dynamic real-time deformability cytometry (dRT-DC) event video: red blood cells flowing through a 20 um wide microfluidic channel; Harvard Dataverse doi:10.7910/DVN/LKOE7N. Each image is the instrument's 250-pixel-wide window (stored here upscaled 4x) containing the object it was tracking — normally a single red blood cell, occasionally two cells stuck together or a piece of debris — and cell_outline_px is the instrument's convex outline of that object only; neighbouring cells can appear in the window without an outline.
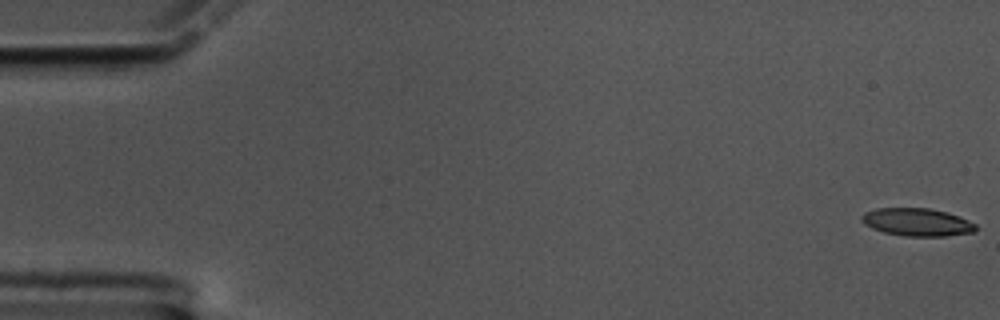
{"species": "common noctule bat (a hibernating species)", "species_latin": "Nyctalus noctula", "temperature_condition": "cold", "stored_images_in_passage": 60, "camera_frame_rate_fps": 3000, "um_per_image_px": 0.085, "animal": {"sex": "male", "body_mass_g": 17.5, "forearm_length_mm": 52.3}, "frame": {"image": 1, "passage_image": 1, "time_ms": 0.0, "image_size_px": [1000, 320], "cell_outline_px": [[976, 232], [944, 236], [904, 236], [884, 232], [872, 228], [864, 224], [860, 220], [860, 216], [864, 212], [876, 208], [928, 208], [948, 212], [960, 216], [976, 224]], "centroid_in_image_um": [77.94, 18.87], "position_along_channel_um": 7.1, "area_um2": 18.67}}
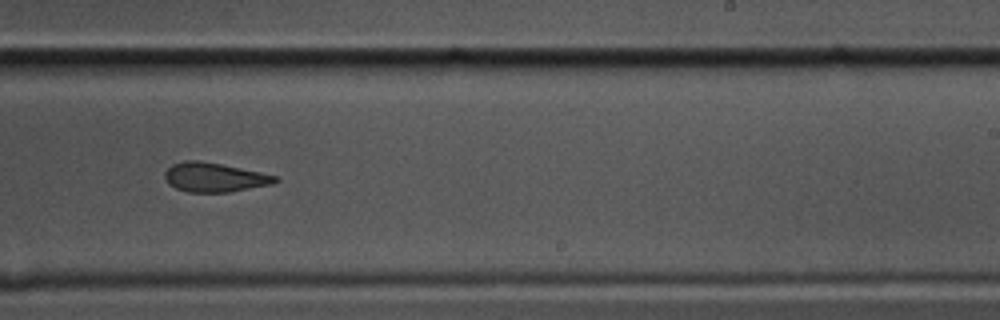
{"frame": {"image": 2, "passage_image": 37, "time_ms": 12.0, "image_size_px": [1000, 320], "cell_outline_px": [[280, 180], [272, 184], [228, 192], [188, 192], [176, 188], [168, 184], [164, 176], [164, 172], [172, 164], [184, 160], [200, 160], [260, 172], [276, 176]], "centroid_in_image_um": [18.19, 15.07], "position_along_channel_um": 270.8, "area_um2": 18.73}}
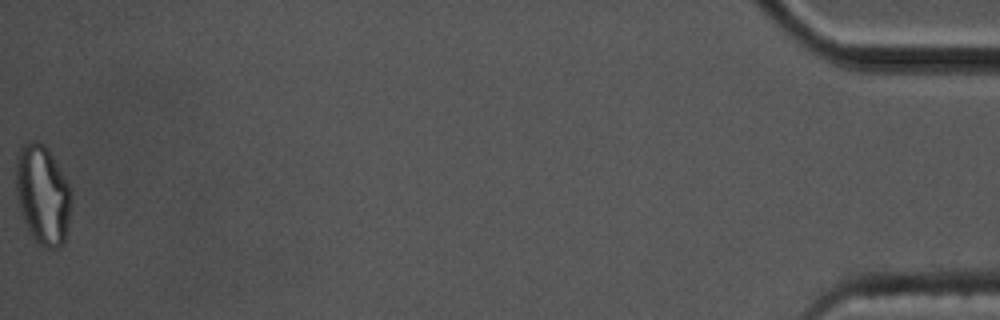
{"frame": {"image": 3, "passage_image": 60, "time_ms": 19.667, "image_size_px": [1000, 320], "cell_outline_px": [[72, 192], [68, 224], [64, 244], [60, 248], [48, 248], [40, 244], [28, 232], [20, 208], [16, 188], [16, 156], [20, 144], [32, 140], [36, 140], [44, 144], [48, 148], [72, 188]], "centroid_in_image_um": [3.63, 16.51], "position_along_channel_um": 431.6, "area_um2": 32.43}, "authors_computed_cell_mechanics": {"area_um2": 19.7098, "velocity_mm_per_s": 3.3935, "shape_relaxation_time_tau1_ms": null, "shape_relaxation_time_tau2_ms": 3.7266, "deformation_change_tau1": null, "deformation_change_tau2": 0.1096}}